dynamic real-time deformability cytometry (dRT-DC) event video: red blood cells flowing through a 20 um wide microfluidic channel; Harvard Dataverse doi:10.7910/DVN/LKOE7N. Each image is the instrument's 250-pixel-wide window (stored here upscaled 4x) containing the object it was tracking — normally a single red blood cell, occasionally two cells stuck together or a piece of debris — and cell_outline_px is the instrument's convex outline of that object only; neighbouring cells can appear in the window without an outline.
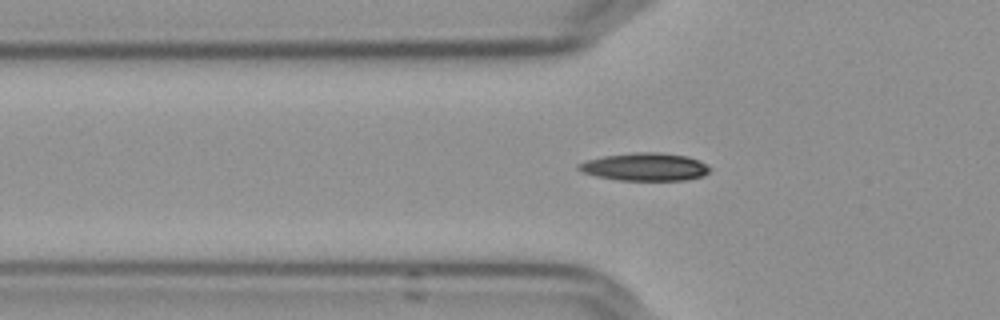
{"species": "Egyptian fruit bat (a non-hibernating species)", "species_latin": "Rousettus aegyptiacus", "temperature_condition": "cold", "stored_images_in_passage": 43, "camera_frame_rate_fps": 3000, "um_per_image_px": 0.085, "frame": {"image": 1, "passage_image": 11, "time_ms": 3.333, "image_size_px": [1000, 320], "cell_outline_px": [[712, 168], [704, 176], [684, 180], [616, 180], [596, 176], [584, 172], [576, 168], [576, 164], [588, 160], [604, 156], [636, 152], [656, 152], [688, 156], [700, 160]], "centroid_in_image_um": [54.85, 14.18], "position_along_channel_um": 71.0, "area_um2": 21.33}}
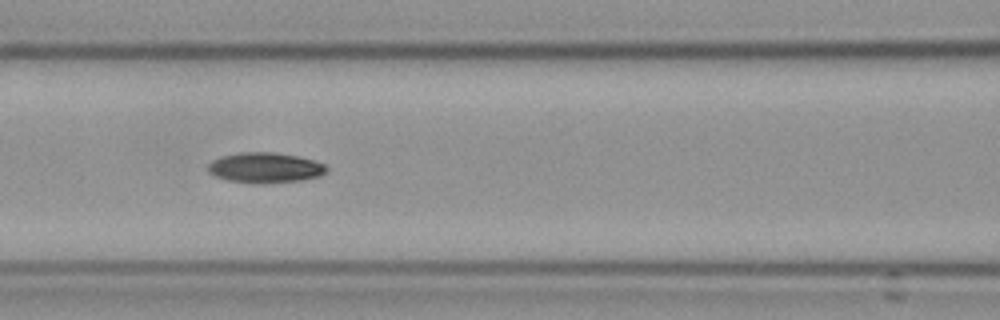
{"frame": {"image": 2, "passage_image": 17, "time_ms": 5.333, "image_size_px": [1000, 320], "cell_outline_px": [[328, 168], [320, 176], [300, 180], [260, 184], [252, 184], [228, 180], [216, 176], [208, 172], [208, 164], [212, 160], [224, 156], [240, 152], [272, 152], [296, 156], [312, 160], [324, 164]], "centroid_in_image_um": [22.51, 14.26], "position_along_channel_um": 144.1, "area_um2": 20.81}}
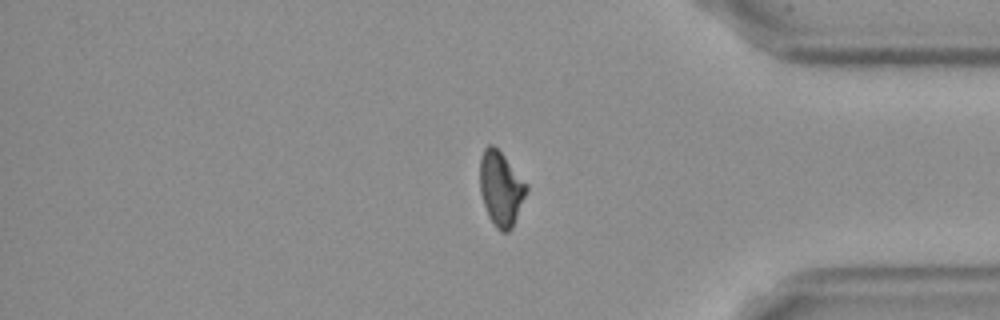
{"frame": {"image": 3, "passage_image": 39, "time_ms": 12.667, "image_size_px": [1000, 320], "cell_outline_px": [[528, 188], [512, 228], [508, 232], [500, 232], [496, 228], [488, 216], [480, 192], [480, 160], [484, 148], [488, 144], [492, 144], [504, 156], [528, 184]], "centroid_in_image_um": [42.57, 16.04], "position_along_channel_um": 392.6, "area_um2": 20.06}}